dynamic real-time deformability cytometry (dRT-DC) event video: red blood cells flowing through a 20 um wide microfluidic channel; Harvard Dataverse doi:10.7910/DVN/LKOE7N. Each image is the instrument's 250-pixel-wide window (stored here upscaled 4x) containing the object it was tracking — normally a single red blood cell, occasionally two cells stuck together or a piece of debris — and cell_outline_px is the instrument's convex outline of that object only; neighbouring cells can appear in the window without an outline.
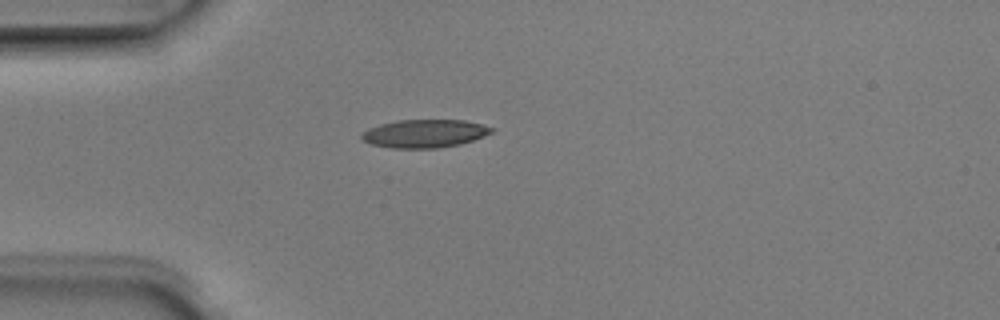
{"species": "Egyptian fruit bat (a non-hibernating species)", "species_latin": "Rousettus aegyptiacus", "temperature_condition": "room temperature", "stored_images_in_passage": 1, "camera_frame_rate_fps": 3000, "um_per_image_px": 0.085, "animal": {"sex": "male"}, "frame": {"image": 1, "passage_image": 1, "time_ms": 0.0, "image_size_px": [1000, 320], "cell_outline_px": [[496, 132], [460, 144], [436, 148], [392, 148], [372, 144], [364, 140], [360, 136], [368, 128], [380, 124], [400, 120], [464, 120], [496, 128]], "centroid_in_image_um": [36.13, 11.35], "position_along_channel_um": 48.9, "area_um2": 21.21}}